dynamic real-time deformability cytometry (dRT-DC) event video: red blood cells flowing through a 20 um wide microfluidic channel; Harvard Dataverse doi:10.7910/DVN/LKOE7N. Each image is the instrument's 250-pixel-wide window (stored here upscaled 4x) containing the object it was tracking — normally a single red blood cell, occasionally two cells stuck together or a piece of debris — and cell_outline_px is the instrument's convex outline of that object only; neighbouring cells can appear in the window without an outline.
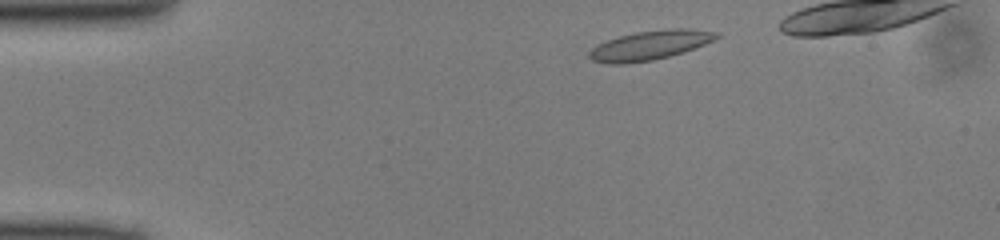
{"species": "common noctule bat (a hibernating species)", "species_latin": "Nyctalus noctula", "temperature_condition": "cold", "stored_images_in_passage": 37, "camera_frame_rate_fps": 3000, "um_per_image_px": 0.085, "animal": {"sex": "male", "body_mass_g": 13.0, "forearm_length_mm": 53.1}, "frame": {"image": 1, "passage_image": 3, "time_ms": 0.667, "image_size_px": [1000, 240], "cell_outline_px": [[720, 36], [704, 44], [684, 52], [652, 60], [624, 64], [608, 64], [592, 60], [588, 56], [588, 52], [596, 44], [620, 36], [636, 32], [664, 28], [692, 28], [720, 32]], "centroid_in_image_um": [55.24, 3.83], "position_along_channel_um": 29.8, "area_um2": 21.85}}
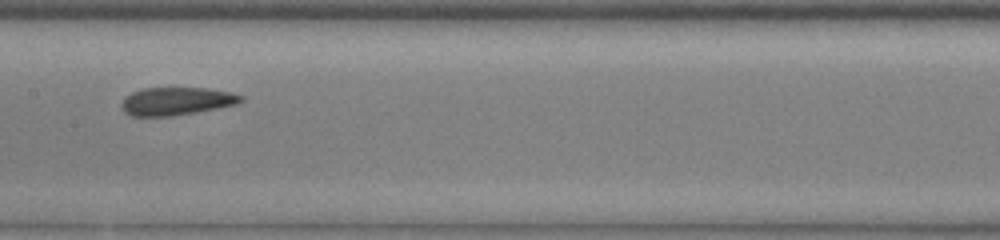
{"frame": {"image": 2, "passage_image": 19, "time_ms": 6.0, "image_size_px": [1000, 240], "cell_outline_px": [[244, 100], [236, 104], [196, 112], [172, 116], [132, 116], [124, 112], [120, 104], [124, 96], [132, 92], [144, 88], [208, 88], [232, 92], [244, 96]], "centroid_in_image_um": [14.99, 8.59], "position_along_channel_um": 192.4, "area_um2": 19.54}}
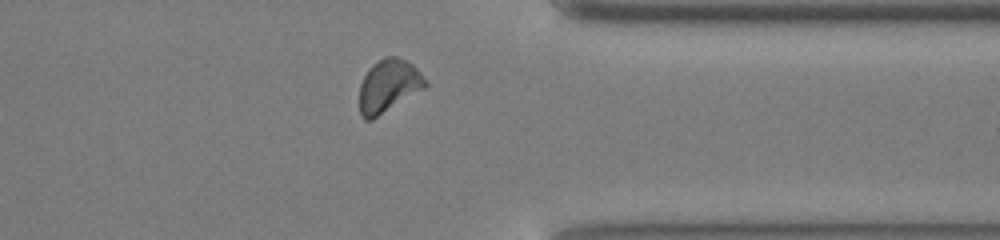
{"frame": {"image": 3, "passage_image": 33, "time_ms": 10.667, "image_size_px": [1000, 240], "cell_outline_px": [[428, 84], [424, 88], [372, 120], [364, 120], [360, 116], [360, 84], [368, 68], [372, 64], [384, 56], [396, 56], [412, 64], [420, 72]], "centroid_in_image_um": [33.0, 7.29], "position_along_channel_um": 378.4, "area_um2": 20.17}}